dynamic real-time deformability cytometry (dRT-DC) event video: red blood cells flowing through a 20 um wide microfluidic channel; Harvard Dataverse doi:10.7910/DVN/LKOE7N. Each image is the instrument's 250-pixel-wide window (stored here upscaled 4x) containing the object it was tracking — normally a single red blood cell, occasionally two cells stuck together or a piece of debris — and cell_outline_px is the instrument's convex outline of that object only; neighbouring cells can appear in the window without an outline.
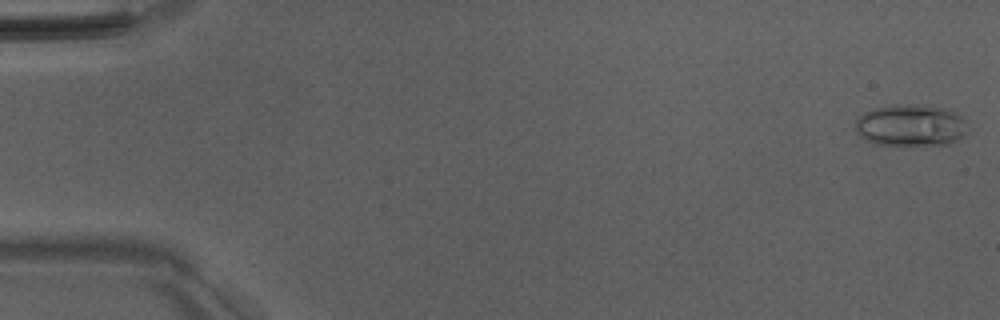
{"species": "Egyptian fruit bat (a non-hibernating species)", "species_latin": "Rousettus aegyptiacus", "temperature_condition": "room temperature", "stored_images_in_passage": 47, "camera_frame_rate_fps": 3000, "um_per_image_px": 0.085, "animal": {"sex": "male"}, "frame": {"image": 1, "passage_image": 1, "time_ms": 0.0, "image_size_px": [1000, 320], "cell_outline_px": [[968, 120], [964, 136], [948, 144], [876, 144], [864, 140], [856, 132], [856, 120], [864, 112], [872, 108], [892, 104], [924, 104], [944, 108]], "centroid_in_image_um": [77.39, 10.62], "position_along_channel_um": 7.6, "area_um2": 27.46}}
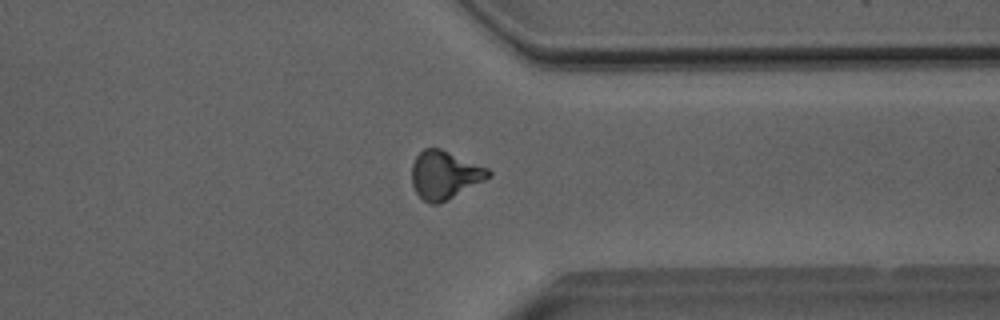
{"frame": {"image": 2, "passage_image": 40, "time_ms": 13.0, "image_size_px": [1000, 320], "cell_outline_px": [[492, 176], [440, 204], [432, 204], [424, 200], [416, 192], [412, 184], [412, 164], [416, 156], [424, 148], [440, 148], [488, 168], [492, 172]], "centroid_in_image_um": [37.8, 14.87], "position_along_channel_um": 373.6, "area_um2": 21.39}}
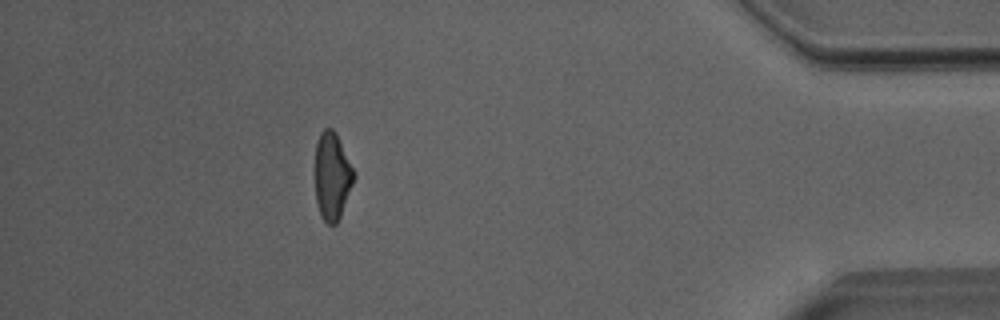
{"frame": {"image": 3, "passage_image": 46, "time_ms": 15.0, "image_size_px": [1000, 320], "cell_outline_px": [[356, 176], [340, 216], [336, 224], [328, 224], [320, 216], [316, 200], [316, 144], [320, 132], [324, 128], [332, 128], [336, 132], [356, 172]], "centroid_in_image_um": [28.25, 14.95], "position_along_channel_um": 406.9, "area_um2": 19.83}}